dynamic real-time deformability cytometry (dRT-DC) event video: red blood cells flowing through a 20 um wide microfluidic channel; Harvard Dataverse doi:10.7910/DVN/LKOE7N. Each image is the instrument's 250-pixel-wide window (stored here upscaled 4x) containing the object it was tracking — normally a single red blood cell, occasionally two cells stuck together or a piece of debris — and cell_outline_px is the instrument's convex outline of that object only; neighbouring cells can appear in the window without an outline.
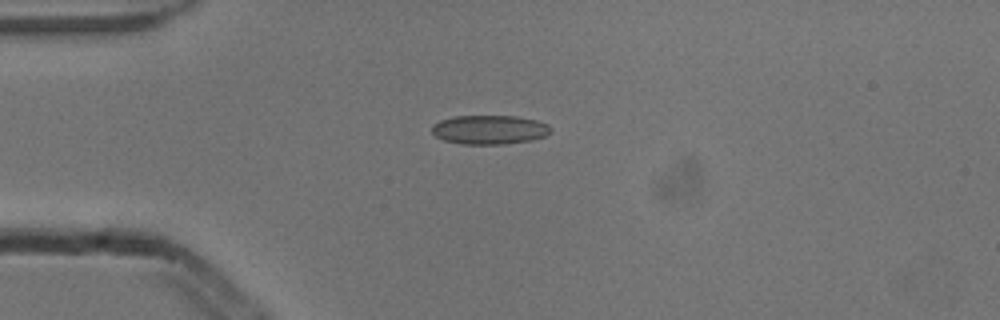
{"species": "common noctule bat (a hibernating species)", "species_latin": "Nyctalus noctula", "temperature_condition": "cold", "stored_images_in_passage": 6, "camera_frame_rate_fps": 3000, "um_per_image_px": 0.085, "animal": {"sex": "male", "body_mass_g": 13.3}, "frame": {"image": 1, "passage_image": 4, "time_ms": 1.0, "image_size_px": [1000, 320], "cell_outline_px": [[552, 128], [544, 136], [532, 140], [504, 144], [460, 144], [444, 140], [436, 136], [432, 132], [432, 124], [440, 120], [456, 116], [516, 116], [536, 120], [548, 124]], "centroid_in_image_um": [41.59, 11.02], "position_along_channel_um": 43.4, "area_um2": 20.11}}
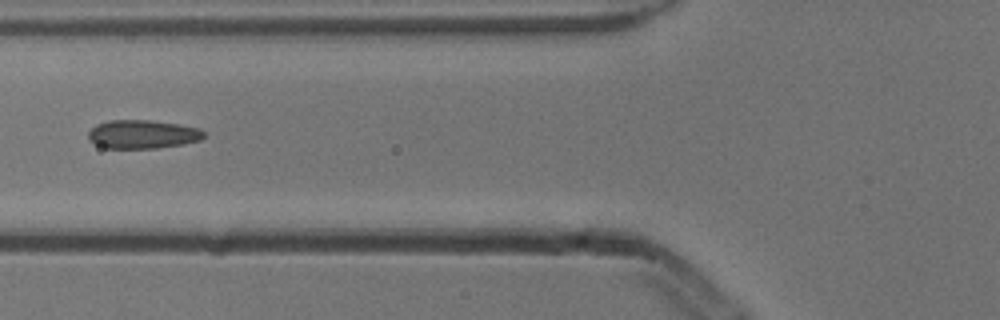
{"frame": {"image": 2, "passage_image": 6, "time_ms": 1.667, "image_size_px": [1000, 320], "cell_outline_px": [[204, 136], [200, 140], [184, 144], [156, 148], [104, 148], [88, 140], [88, 132], [96, 124], [108, 120], [148, 120], [180, 124], [200, 128], [204, 132]], "centroid_in_image_um": [12.11, 11.41], "position_along_channel_um": 113.7, "area_um2": 19.36}}